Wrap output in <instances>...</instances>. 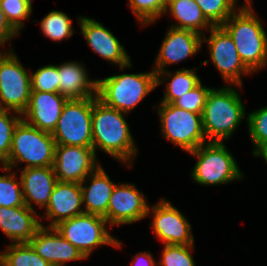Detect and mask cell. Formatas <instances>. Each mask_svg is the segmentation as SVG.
I'll return each mask as SVG.
<instances>
[{"instance_id":"1","label":"cell","mask_w":267,"mask_h":266,"mask_svg":"<svg viewBox=\"0 0 267 266\" xmlns=\"http://www.w3.org/2000/svg\"><path fill=\"white\" fill-rule=\"evenodd\" d=\"M123 113L93 97L92 147L99 148L114 158L128 162L136 155L134 140Z\"/></svg>"},{"instance_id":"2","label":"cell","mask_w":267,"mask_h":266,"mask_svg":"<svg viewBox=\"0 0 267 266\" xmlns=\"http://www.w3.org/2000/svg\"><path fill=\"white\" fill-rule=\"evenodd\" d=\"M246 1L239 12H234L221 26L232 37L244 65L256 72L267 63V35L260 21Z\"/></svg>"},{"instance_id":"3","label":"cell","mask_w":267,"mask_h":266,"mask_svg":"<svg viewBox=\"0 0 267 266\" xmlns=\"http://www.w3.org/2000/svg\"><path fill=\"white\" fill-rule=\"evenodd\" d=\"M245 108L236 90L210 89L202 114L205 137L222 142L231 136L244 117Z\"/></svg>"},{"instance_id":"4","label":"cell","mask_w":267,"mask_h":266,"mask_svg":"<svg viewBox=\"0 0 267 266\" xmlns=\"http://www.w3.org/2000/svg\"><path fill=\"white\" fill-rule=\"evenodd\" d=\"M56 142L49 132L27 124L21 119L15 126L8 159L3 163L4 171L25 162L29 167H53ZM17 162V163H16Z\"/></svg>"},{"instance_id":"5","label":"cell","mask_w":267,"mask_h":266,"mask_svg":"<svg viewBox=\"0 0 267 266\" xmlns=\"http://www.w3.org/2000/svg\"><path fill=\"white\" fill-rule=\"evenodd\" d=\"M157 86V75L120 74L97 80V98L109 107L128 113Z\"/></svg>"},{"instance_id":"6","label":"cell","mask_w":267,"mask_h":266,"mask_svg":"<svg viewBox=\"0 0 267 266\" xmlns=\"http://www.w3.org/2000/svg\"><path fill=\"white\" fill-rule=\"evenodd\" d=\"M189 153L198 158L191 175L198 184L218 185L243 177L223 142L208 141Z\"/></svg>"},{"instance_id":"7","label":"cell","mask_w":267,"mask_h":266,"mask_svg":"<svg viewBox=\"0 0 267 266\" xmlns=\"http://www.w3.org/2000/svg\"><path fill=\"white\" fill-rule=\"evenodd\" d=\"M107 223L103 216L82 213L63 220L54 227L87 258L98 245L120 247L121 243L105 228Z\"/></svg>"},{"instance_id":"8","label":"cell","mask_w":267,"mask_h":266,"mask_svg":"<svg viewBox=\"0 0 267 266\" xmlns=\"http://www.w3.org/2000/svg\"><path fill=\"white\" fill-rule=\"evenodd\" d=\"M159 107L162 134L166 139L188 152L206 143L201 114L178 108L172 103H161Z\"/></svg>"},{"instance_id":"9","label":"cell","mask_w":267,"mask_h":266,"mask_svg":"<svg viewBox=\"0 0 267 266\" xmlns=\"http://www.w3.org/2000/svg\"><path fill=\"white\" fill-rule=\"evenodd\" d=\"M93 97L68 100L54 131L56 145L92 147Z\"/></svg>"},{"instance_id":"10","label":"cell","mask_w":267,"mask_h":266,"mask_svg":"<svg viewBox=\"0 0 267 266\" xmlns=\"http://www.w3.org/2000/svg\"><path fill=\"white\" fill-rule=\"evenodd\" d=\"M11 52H0V109L22 115L31 95V76Z\"/></svg>"},{"instance_id":"11","label":"cell","mask_w":267,"mask_h":266,"mask_svg":"<svg viewBox=\"0 0 267 266\" xmlns=\"http://www.w3.org/2000/svg\"><path fill=\"white\" fill-rule=\"evenodd\" d=\"M208 42L210 57L225 81L241 86L242 73H252L241 60L232 37L222 26L210 28Z\"/></svg>"},{"instance_id":"12","label":"cell","mask_w":267,"mask_h":266,"mask_svg":"<svg viewBox=\"0 0 267 266\" xmlns=\"http://www.w3.org/2000/svg\"><path fill=\"white\" fill-rule=\"evenodd\" d=\"M93 147L56 145L53 169L60 182H86L98 167Z\"/></svg>"},{"instance_id":"13","label":"cell","mask_w":267,"mask_h":266,"mask_svg":"<svg viewBox=\"0 0 267 266\" xmlns=\"http://www.w3.org/2000/svg\"><path fill=\"white\" fill-rule=\"evenodd\" d=\"M135 184H120L113 188L107 211L110 225L128 224L139 221L150 213L141 191Z\"/></svg>"},{"instance_id":"14","label":"cell","mask_w":267,"mask_h":266,"mask_svg":"<svg viewBox=\"0 0 267 266\" xmlns=\"http://www.w3.org/2000/svg\"><path fill=\"white\" fill-rule=\"evenodd\" d=\"M152 213L154 233L165 244L193 245L190 223L170 202L162 199Z\"/></svg>"},{"instance_id":"15","label":"cell","mask_w":267,"mask_h":266,"mask_svg":"<svg viewBox=\"0 0 267 266\" xmlns=\"http://www.w3.org/2000/svg\"><path fill=\"white\" fill-rule=\"evenodd\" d=\"M67 101L60 93L31 91L28 106L21 116L27 124L52 133Z\"/></svg>"},{"instance_id":"16","label":"cell","mask_w":267,"mask_h":266,"mask_svg":"<svg viewBox=\"0 0 267 266\" xmlns=\"http://www.w3.org/2000/svg\"><path fill=\"white\" fill-rule=\"evenodd\" d=\"M203 35L192 30L170 28L155 61V73L165 71V66L178 63L194 55L202 46Z\"/></svg>"},{"instance_id":"17","label":"cell","mask_w":267,"mask_h":266,"mask_svg":"<svg viewBox=\"0 0 267 266\" xmlns=\"http://www.w3.org/2000/svg\"><path fill=\"white\" fill-rule=\"evenodd\" d=\"M29 243L51 266H63L68 261L86 259L55 227L46 228L41 224Z\"/></svg>"},{"instance_id":"18","label":"cell","mask_w":267,"mask_h":266,"mask_svg":"<svg viewBox=\"0 0 267 266\" xmlns=\"http://www.w3.org/2000/svg\"><path fill=\"white\" fill-rule=\"evenodd\" d=\"M79 24L82 34L94 52L109 62L118 64L121 69L131 66L130 57L112 32L88 17H80Z\"/></svg>"},{"instance_id":"19","label":"cell","mask_w":267,"mask_h":266,"mask_svg":"<svg viewBox=\"0 0 267 266\" xmlns=\"http://www.w3.org/2000/svg\"><path fill=\"white\" fill-rule=\"evenodd\" d=\"M81 183L57 181L46 206V217L52 219L49 227L84 213Z\"/></svg>"},{"instance_id":"20","label":"cell","mask_w":267,"mask_h":266,"mask_svg":"<svg viewBox=\"0 0 267 266\" xmlns=\"http://www.w3.org/2000/svg\"><path fill=\"white\" fill-rule=\"evenodd\" d=\"M20 180L25 205L33 209L30 202L34 201L40 207L46 208L58 181L53 167L23 168Z\"/></svg>"},{"instance_id":"21","label":"cell","mask_w":267,"mask_h":266,"mask_svg":"<svg viewBox=\"0 0 267 266\" xmlns=\"http://www.w3.org/2000/svg\"><path fill=\"white\" fill-rule=\"evenodd\" d=\"M35 214L34 209L26 205L0 206V228L15 243H29L41 226Z\"/></svg>"},{"instance_id":"22","label":"cell","mask_w":267,"mask_h":266,"mask_svg":"<svg viewBox=\"0 0 267 266\" xmlns=\"http://www.w3.org/2000/svg\"><path fill=\"white\" fill-rule=\"evenodd\" d=\"M58 72L59 93L67 100H82L97 96V80H88L85 68L79 63H64L58 66Z\"/></svg>"},{"instance_id":"23","label":"cell","mask_w":267,"mask_h":266,"mask_svg":"<svg viewBox=\"0 0 267 266\" xmlns=\"http://www.w3.org/2000/svg\"><path fill=\"white\" fill-rule=\"evenodd\" d=\"M89 177L92 179L89 186L85 187L84 182L81 183L82 199L86 205L84 213L100 215L107 220L108 205L116 184L110 181L109 176L99 165Z\"/></svg>"},{"instance_id":"24","label":"cell","mask_w":267,"mask_h":266,"mask_svg":"<svg viewBox=\"0 0 267 266\" xmlns=\"http://www.w3.org/2000/svg\"><path fill=\"white\" fill-rule=\"evenodd\" d=\"M176 18L179 22L172 25V28L192 30L199 34L202 28H212L213 25L205 18L201 8L195 0H169L166 11Z\"/></svg>"},{"instance_id":"25","label":"cell","mask_w":267,"mask_h":266,"mask_svg":"<svg viewBox=\"0 0 267 266\" xmlns=\"http://www.w3.org/2000/svg\"><path fill=\"white\" fill-rule=\"evenodd\" d=\"M165 73H167L168 77H172V80L170 83H167L165 95L161 103H173L179 97L191 91L201 83L194 70L183 69L176 71L174 75L165 70L156 74L157 86L162 83L160 77L162 74V76H164Z\"/></svg>"},{"instance_id":"26","label":"cell","mask_w":267,"mask_h":266,"mask_svg":"<svg viewBox=\"0 0 267 266\" xmlns=\"http://www.w3.org/2000/svg\"><path fill=\"white\" fill-rule=\"evenodd\" d=\"M2 266H51L30 243H12L0 254Z\"/></svg>"},{"instance_id":"27","label":"cell","mask_w":267,"mask_h":266,"mask_svg":"<svg viewBox=\"0 0 267 266\" xmlns=\"http://www.w3.org/2000/svg\"><path fill=\"white\" fill-rule=\"evenodd\" d=\"M237 0H195L213 26H221L235 12Z\"/></svg>"},{"instance_id":"28","label":"cell","mask_w":267,"mask_h":266,"mask_svg":"<svg viewBox=\"0 0 267 266\" xmlns=\"http://www.w3.org/2000/svg\"><path fill=\"white\" fill-rule=\"evenodd\" d=\"M41 28L44 35L56 41L73 35L72 21L60 11H51L45 16L41 21Z\"/></svg>"},{"instance_id":"29","label":"cell","mask_w":267,"mask_h":266,"mask_svg":"<svg viewBox=\"0 0 267 266\" xmlns=\"http://www.w3.org/2000/svg\"><path fill=\"white\" fill-rule=\"evenodd\" d=\"M169 0H129V6L138 21L144 24L154 22L165 13Z\"/></svg>"},{"instance_id":"30","label":"cell","mask_w":267,"mask_h":266,"mask_svg":"<svg viewBox=\"0 0 267 266\" xmlns=\"http://www.w3.org/2000/svg\"><path fill=\"white\" fill-rule=\"evenodd\" d=\"M58 66L47 65L31 75V91L59 93Z\"/></svg>"},{"instance_id":"31","label":"cell","mask_w":267,"mask_h":266,"mask_svg":"<svg viewBox=\"0 0 267 266\" xmlns=\"http://www.w3.org/2000/svg\"><path fill=\"white\" fill-rule=\"evenodd\" d=\"M16 175L9 174L0 175V206L8 207H17L24 206V196L23 191L20 189V182H15Z\"/></svg>"},{"instance_id":"32","label":"cell","mask_w":267,"mask_h":266,"mask_svg":"<svg viewBox=\"0 0 267 266\" xmlns=\"http://www.w3.org/2000/svg\"><path fill=\"white\" fill-rule=\"evenodd\" d=\"M1 7L9 23L19 32L23 27V19L32 13L31 0H0Z\"/></svg>"},{"instance_id":"33","label":"cell","mask_w":267,"mask_h":266,"mask_svg":"<svg viewBox=\"0 0 267 266\" xmlns=\"http://www.w3.org/2000/svg\"><path fill=\"white\" fill-rule=\"evenodd\" d=\"M8 114L9 110L0 109V161L2 164L8 159L14 128L22 119L17 115L9 116Z\"/></svg>"},{"instance_id":"34","label":"cell","mask_w":267,"mask_h":266,"mask_svg":"<svg viewBox=\"0 0 267 266\" xmlns=\"http://www.w3.org/2000/svg\"><path fill=\"white\" fill-rule=\"evenodd\" d=\"M210 89L211 88L202 86L200 83L197 87L179 97L172 104L186 111L202 115Z\"/></svg>"},{"instance_id":"35","label":"cell","mask_w":267,"mask_h":266,"mask_svg":"<svg viewBox=\"0 0 267 266\" xmlns=\"http://www.w3.org/2000/svg\"><path fill=\"white\" fill-rule=\"evenodd\" d=\"M193 245L165 244L162 260L158 262L161 266H195L189 251Z\"/></svg>"},{"instance_id":"36","label":"cell","mask_w":267,"mask_h":266,"mask_svg":"<svg viewBox=\"0 0 267 266\" xmlns=\"http://www.w3.org/2000/svg\"><path fill=\"white\" fill-rule=\"evenodd\" d=\"M250 138L256 149L267 142V107L252 112L247 117Z\"/></svg>"},{"instance_id":"37","label":"cell","mask_w":267,"mask_h":266,"mask_svg":"<svg viewBox=\"0 0 267 266\" xmlns=\"http://www.w3.org/2000/svg\"><path fill=\"white\" fill-rule=\"evenodd\" d=\"M17 34L19 32L7 20L0 3V46Z\"/></svg>"},{"instance_id":"38","label":"cell","mask_w":267,"mask_h":266,"mask_svg":"<svg viewBox=\"0 0 267 266\" xmlns=\"http://www.w3.org/2000/svg\"><path fill=\"white\" fill-rule=\"evenodd\" d=\"M132 262V266H155L152 255L147 252L136 254Z\"/></svg>"},{"instance_id":"39","label":"cell","mask_w":267,"mask_h":266,"mask_svg":"<svg viewBox=\"0 0 267 266\" xmlns=\"http://www.w3.org/2000/svg\"><path fill=\"white\" fill-rule=\"evenodd\" d=\"M253 154L255 156H262L267 162V142L261 145Z\"/></svg>"}]
</instances>
